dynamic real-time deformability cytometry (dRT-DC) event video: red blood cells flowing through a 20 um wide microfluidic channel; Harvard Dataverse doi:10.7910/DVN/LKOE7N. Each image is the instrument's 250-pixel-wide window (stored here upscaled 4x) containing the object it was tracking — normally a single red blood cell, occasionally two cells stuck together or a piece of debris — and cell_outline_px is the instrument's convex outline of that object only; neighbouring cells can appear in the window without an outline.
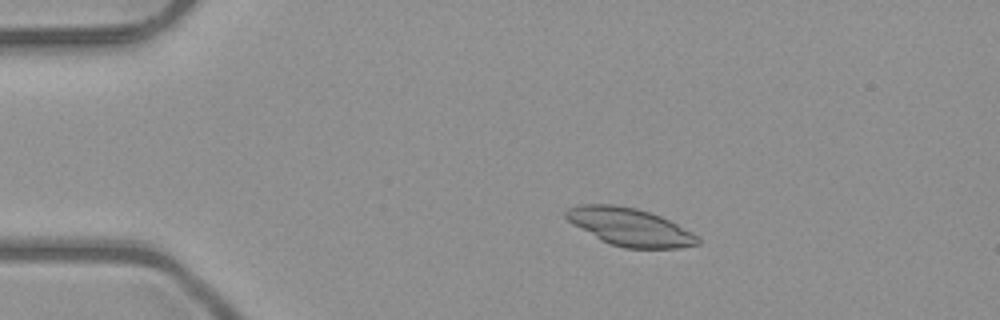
{"species": "common noctule bat (a hibernating species)", "species_latin": "Nyctalus noctula", "temperature_condition": "room temperature", "stored_images_in_passage": 44, "camera_frame_rate_fps": 3000, "um_per_image_px": 0.085, "animal": {"sex": "male", "body_mass_g": 23.1, "forearm_length_mm": 52.7}, "frame": {"image": 1, "passage_image": 3, "time_ms": 0.667, "image_size_px": [1000, 320], "cell_outline_px": [[700, 244], [680, 248], [624, 248], [600, 240], [572, 224], [564, 216], [564, 212], [568, 208], [576, 204], [612, 204], [636, 208], [660, 216], [692, 232], [700, 240]], "centroid_in_image_um": [53.49, 19.29], "position_along_channel_um": 31.5, "area_um2": 28.9}}